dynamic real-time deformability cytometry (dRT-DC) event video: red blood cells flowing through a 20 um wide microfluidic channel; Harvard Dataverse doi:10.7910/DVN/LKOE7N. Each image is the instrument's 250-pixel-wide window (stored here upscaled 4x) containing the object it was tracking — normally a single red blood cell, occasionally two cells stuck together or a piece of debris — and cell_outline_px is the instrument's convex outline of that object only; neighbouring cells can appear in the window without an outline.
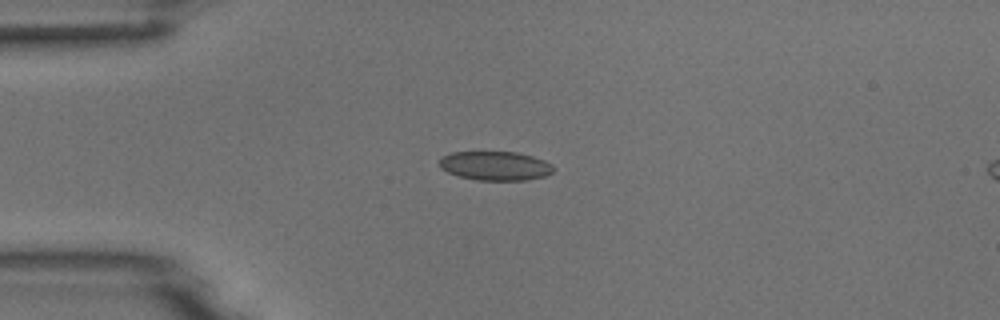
{"species": "common noctule bat (a hibernating species)", "species_latin": "Nyctalus noctula", "temperature_condition": "room temperature", "stored_images_in_passage": 3, "camera_frame_rate_fps": 3000, "um_per_image_px": 0.085, "animal": {"sex": "male", "body_mass_g": 18.8}, "frame": {"image": 1, "passage_image": 1, "time_ms": 0.0, "image_size_px": [1000, 320], "cell_outline_px": [[552, 172], [544, 176], [528, 180], [476, 180], [460, 176], [448, 172], [440, 168], [440, 160], [444, 156], [452, 152], [516, 152], [532, 156], [544, 160], [552, 164]], "centroid_in_image_um": [42.1, 14.1], "position_along_channel_um": 42.9, "area_um2": 19.13}}